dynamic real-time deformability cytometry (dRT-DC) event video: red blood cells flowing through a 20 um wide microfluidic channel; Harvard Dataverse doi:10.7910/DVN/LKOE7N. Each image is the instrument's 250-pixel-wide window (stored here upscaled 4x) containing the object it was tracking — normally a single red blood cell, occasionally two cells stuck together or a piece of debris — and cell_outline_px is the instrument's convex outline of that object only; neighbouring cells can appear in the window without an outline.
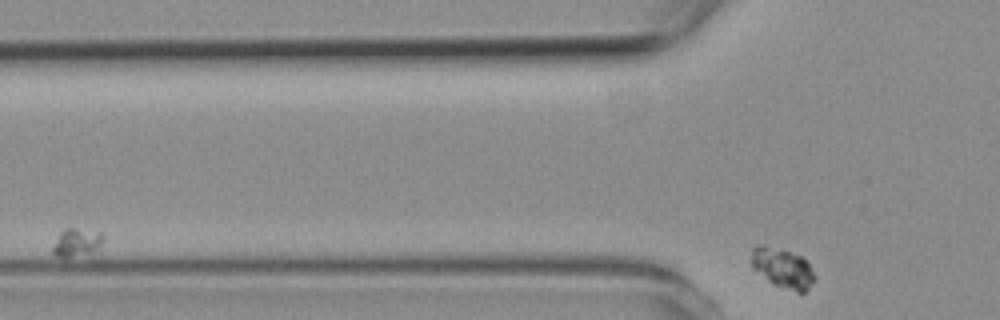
{"species": "common noctule bat (a hibernating species)", "species_latin": "Nyctalus noctula", "temperature_condition": "room temperature", "stored_images_in_passage": 4, "camera_frame_rate_fps": 3000, "um_per_image_px": 0.085, "animal": {"sex": "female", "body_mass_g": 19.3, "forearm_length_mm": 54.1}, "frame": {"image": 1, "passage_image": 4, "time_ms": 3.667, "image_size_px": [1000, 320], "cell_outline_px": [[816, 280], [804, 292], [796, 292], [772, 284], [752, 268], [748, 260], [752, 248], [756, 244], [764, 244], [800, 256], [808, 264], [816, 276]], "centroid_in_image_um": [66.45, 22.78], "position_along_channel_um": 59.3, "area_um2": 14.91}}